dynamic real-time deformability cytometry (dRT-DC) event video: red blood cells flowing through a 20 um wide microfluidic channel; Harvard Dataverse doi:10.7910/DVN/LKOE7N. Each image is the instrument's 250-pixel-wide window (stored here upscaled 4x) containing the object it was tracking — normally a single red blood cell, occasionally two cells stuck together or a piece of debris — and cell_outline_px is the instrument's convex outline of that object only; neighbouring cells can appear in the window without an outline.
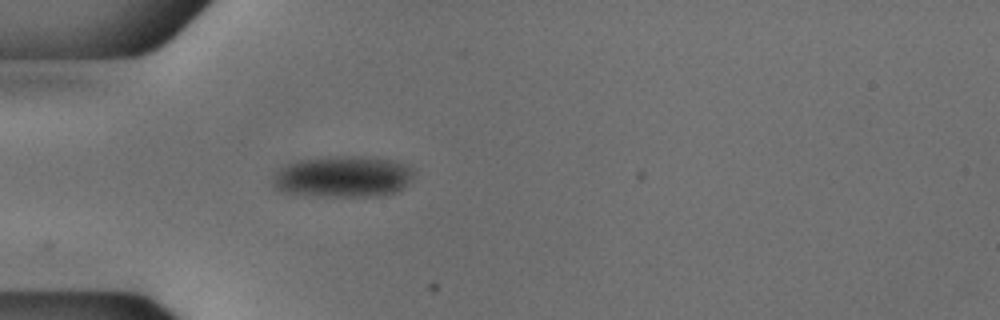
{"species": "common noctule bat (a hibernating species)", "species_latin": "Nyctalus noctula", "temperature_condition": "cold", "stored_images_in_passage": 39, "camera_frame_rate_fps": 3000, "um_per_image_px": 0.085, "animal": {"sex": "male", "body_mass_g": 18.8}, "frame": {"image": 1, "passage_image": 1, "time_ms": 0.0, "image_size_px": [1000, 320], "cell_outline_px": [[416, 172], [412, 180], [400, 192], [380, 196], [312, 196], [280, 192], [272, 188], [272, 176], [284, 164], [300, 160], [344, 156], [352, 156], [388, 160], [404, 164], [412, 168]], "centroid_in_image_um": [29.13, 15.05], "position_along_channel_um": 55.9, "area_um2": 34.33}}
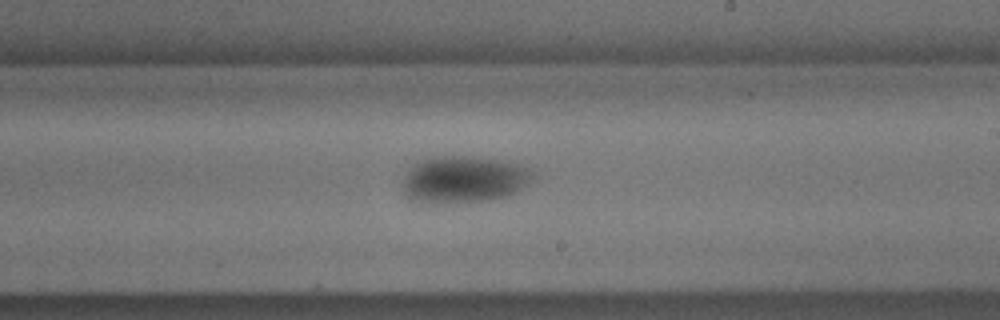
{"frame": {"image": 2, "passage_image": 17, "time_ms": 5.333, "image_size_px": [1000, 320], "cell_outline_px": [[536, 176], [532, 180], [516, 192], [508, 196], [484, 200], [408, 200], [404, 192], [404, 176], [412, 164], [436, 156], [464, 156], [500, 160], [532, 168]], "centroid_in_image_um": [39.48, 15.2], "position_along_channel_um": 249.5, "area_um2": 34.56}}
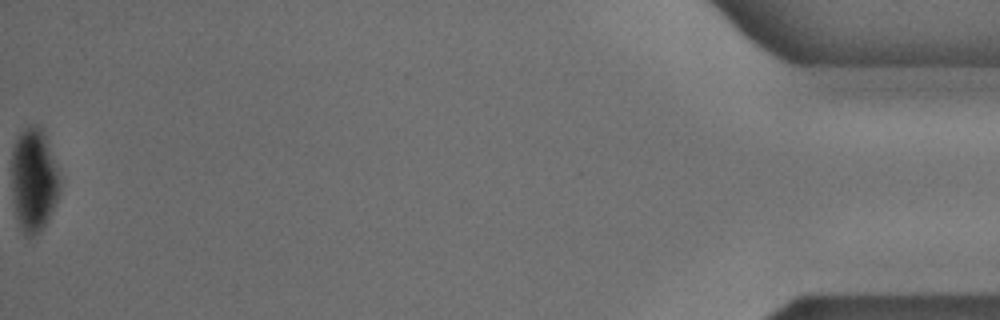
{"frame": {"image": 3, "passage_image": 39, "time_ms": 12.667, "image_size_px": [1000, 320], "cell_outline_px": [[60, 192], [56, 204], [48, 220], [32, 236], [28, 236], [24, 232], [16, 216], [12, 196], [12, 148], [20, 132], [28, 124], [36, 124], [44, 128], [60, 176]], "centroid_in_image_um": [2.89, 15.2], "position_along_channel_um": 432.3, "area_um2": 29.3}}